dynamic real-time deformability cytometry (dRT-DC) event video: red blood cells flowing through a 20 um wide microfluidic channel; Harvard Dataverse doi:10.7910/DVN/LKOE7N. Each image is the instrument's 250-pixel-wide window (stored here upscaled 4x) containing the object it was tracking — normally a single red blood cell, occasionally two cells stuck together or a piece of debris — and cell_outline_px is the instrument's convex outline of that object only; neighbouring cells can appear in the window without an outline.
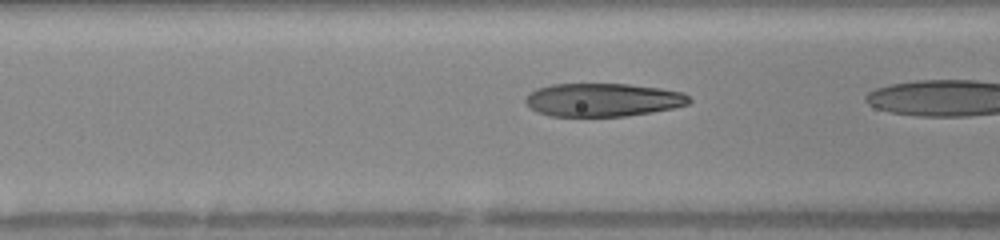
{"species": "human", "species_latin": "Homo sapiens", "temperature_condition": "warm", "stored_images_in_passage": 26, "segment_of_instrument_passage": [2, 2], "camera_frame_rate_fps": 3000, "um_per_image_px": 0.085, "donor": {"sex": "female"}, "frame": {"image": 1, "passage_image": 19, "time_ms": 6.0, "image_size_px": [1000, 240], "cell_outline_px": [[692, 100], [688, 104], [672, 108], [652, 112], [624, 116], [548, 116], [536, 112], [528, 108], [524, 100], [536, 88], [552, 84], [628, 84], [660, 88], [684, 92]], "centroid_in_image_um": [51.22, 8.49], "position_along_channel_um": 115.4, "area_um2": 31.85}}